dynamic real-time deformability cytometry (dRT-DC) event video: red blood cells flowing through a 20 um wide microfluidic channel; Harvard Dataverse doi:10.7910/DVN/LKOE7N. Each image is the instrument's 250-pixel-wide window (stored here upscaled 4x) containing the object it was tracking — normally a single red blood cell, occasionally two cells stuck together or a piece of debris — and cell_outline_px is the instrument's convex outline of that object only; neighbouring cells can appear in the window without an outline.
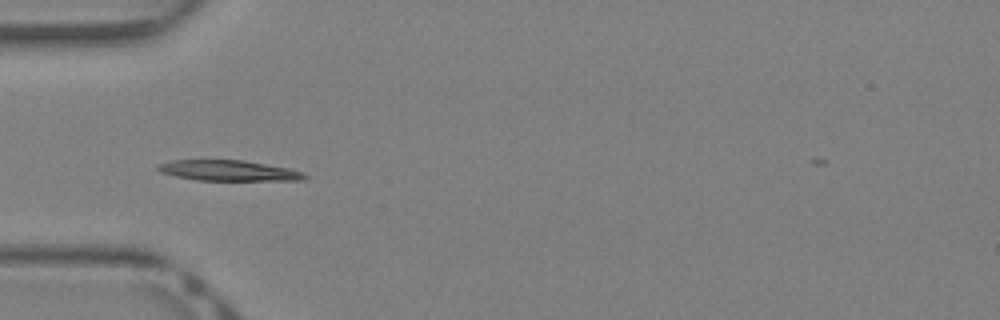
{"species": "Egyptian fruit bat (a non-hibernating species)", "species_latin": "Rousettus aegyptiacus", "temperature_condition": "warm", "stored_images_in_passage": 38, "camera_frame_rate_fps": 3000, "um_per_image_px": 0.085, "animal": {"sex": "female"}, "frame": {"image": 1, "passage_image": 11, "time_ms": 3.333, "image_size_px": [1000, 320], "cell_outline_px": [[308, 176], [304, 180], [196, 180], [176, 176], [160, 172], [156, 168], [156, 164], [168, 160], [244, 160], [288, 168], [304, 172]], "centroid_in_image_um": [19.39, 14.49], "position_along_channel_um": 65.6, "area_um2": 17.63}}
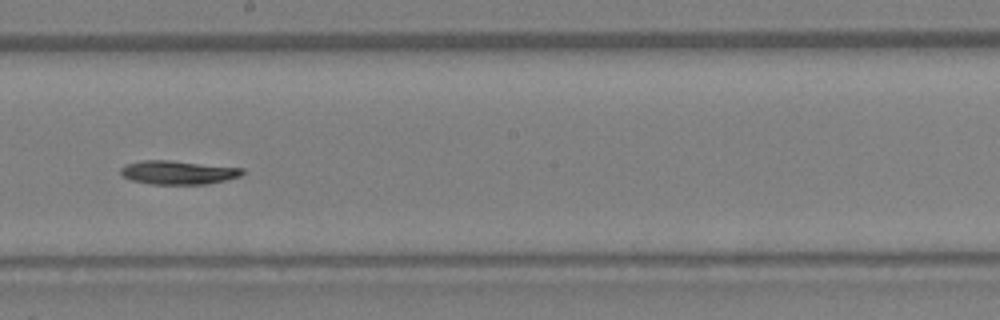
{"frame": {"image": 2, "passage_image": 21, "time_ms": 6.667, "image_size_px": [1000, 320], "cell_outline_px": [[244, 172], [240, 176], [208, 184], [152, 184], [132, 180], [124, 176], [120, 172], [120, 168], [124, 164], [144, 160], [168, 160], [244, 168]], "centroid_in_image_um": [15.13, 14.65], "position_along_channel_um": 233.1, "area_um2": 16.7}}
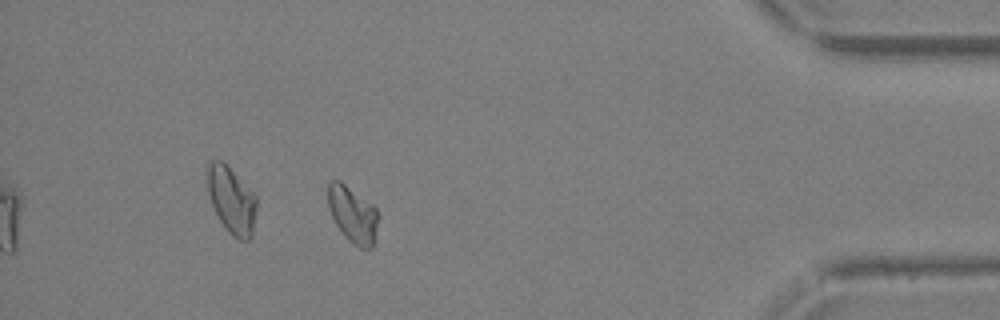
{"frame": {"image": 3, "passage_image": 34, "time_ms": 11.0, "image_size_px": [1000, 320], "cell_outline_px": [[380, 216], [372, 248], [360, 248], [352, 244], [344, 236], [336, 224], [328, 208], [328, 184], [332, 180], [340, 180], [372, 204], [376, 208]], "centroid_in_image_um": [30.0, 18.24], "position_along_channel_um": 405.2, "area_um2": 16.65}}